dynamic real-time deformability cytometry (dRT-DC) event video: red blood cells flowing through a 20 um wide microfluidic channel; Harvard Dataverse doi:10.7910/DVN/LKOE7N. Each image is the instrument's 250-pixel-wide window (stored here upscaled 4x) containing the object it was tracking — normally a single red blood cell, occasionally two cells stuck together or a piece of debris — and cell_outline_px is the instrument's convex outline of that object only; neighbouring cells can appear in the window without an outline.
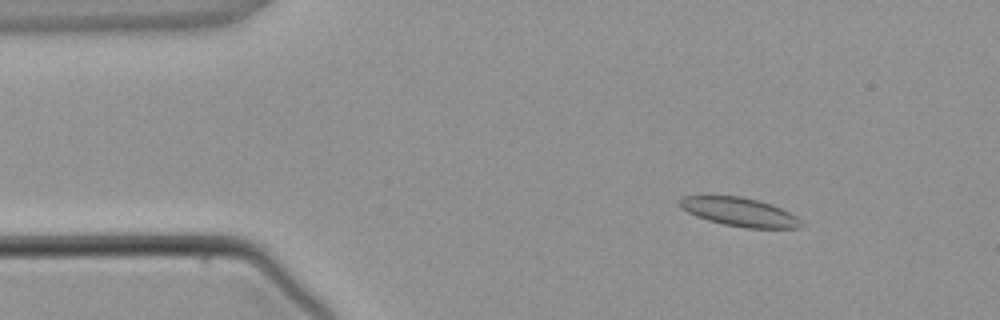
{"species": "common noctule bat (a hibernating species)", "species_latin": "Nyctalus noctula", "temperature_condition": "warm", "stored_images_in_passage": 4, "camera_frame_rate_fps": 3000, "um_per_image_px": 0.085, "animal": {"sex": "male", "body_mass_g": 21.5, "forearm_length_mm": 52.0}, "frame": {"image": 1, "passage_image": 2, "time_ms": 1.0, "image_size_px": [1000, 320], "cell_outline_px": [[804, 224], [800, 228], [744, 228], [724, 224], [708, 220], [696, 216], [680, 208], [676, 204], [676, 200], [684, 196], [740, 196], [756, 200], [780, 208], [796, 216]], "centroid_in_image_um": [62.8, 18.02], "position_along_channel_um": 22.2, "area_um2": 20.23}}